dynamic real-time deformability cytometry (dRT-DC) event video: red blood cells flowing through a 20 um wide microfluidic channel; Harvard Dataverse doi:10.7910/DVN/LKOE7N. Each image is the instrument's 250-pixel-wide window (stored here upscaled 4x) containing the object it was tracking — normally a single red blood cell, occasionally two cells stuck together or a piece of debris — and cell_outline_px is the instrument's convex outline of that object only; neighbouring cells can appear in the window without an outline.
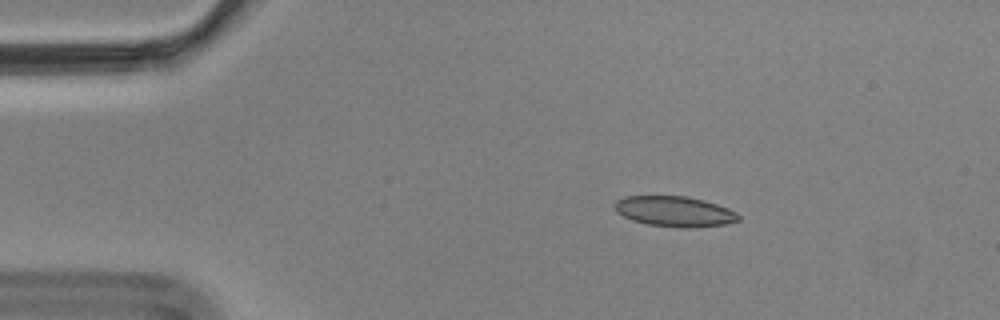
{"species": "Egyptian fruit bat (a non-hibernating species)", "species_latin": "Rousettus aegyptiacus", "temperature_condition": "cold", "stored_images_in_passage": 4, "camera_frame_rate_fps": 3000, "um_per_image_px": 0.085, "animal": {"sex": "male"}, "frame": {"image": 1, "passage_image": 3, "time_ms": 0.667, "image_size_px": [1000, 320], "cell_outline_px": [[740, 220], [724, 224], [692, 228], [676, 228], [648, 224], [632, 220], [616, 212], [616, 200], [624, 196], [684, 196], [704, 200], [728, 208], [736, 212], [740, 216]], "centroid_in_image_um": [57.35, 17.98], "position_along_channel_um": 27.7, "area_um2": 21.91}}